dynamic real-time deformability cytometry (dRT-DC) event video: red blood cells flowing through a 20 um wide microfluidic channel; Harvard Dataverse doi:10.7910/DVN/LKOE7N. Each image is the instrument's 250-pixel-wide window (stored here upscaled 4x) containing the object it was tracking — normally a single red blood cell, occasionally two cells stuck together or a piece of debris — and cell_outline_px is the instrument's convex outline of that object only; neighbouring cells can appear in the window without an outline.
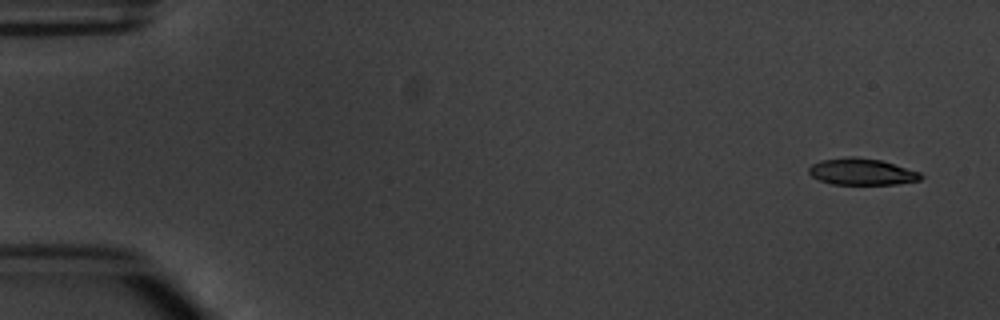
{"species": "common noctule bat (a hibernating species)", "species_latin": "Nyctalus noctula", "temperature_condition": "warm", "stored_images_in_passage": 5, "camera_frame_rate_fps": 3000, "um_per_image_px": 0.085, "animal": {"sex": "male", "body_mass_g": 20.1, "forearm_length_mm": 53.5}, "frame": {"image": 1, "passage_image": 1, "time_ms": 0.0, "image_size_px": [1000, 320], "cell_outline_px": [[924, 176], [920, 180], [896, 184], [832, 184], [820, 180], [812, 176], [808, 172], [808, 168], [812, 164], [820, 160], [848, 156], [856, 156], [880, 160], [920, 172]], "centroid_in_image_um": [73.23, 14.59], "position_along_channel_um": 11.8, "area_um2": 17.34}}
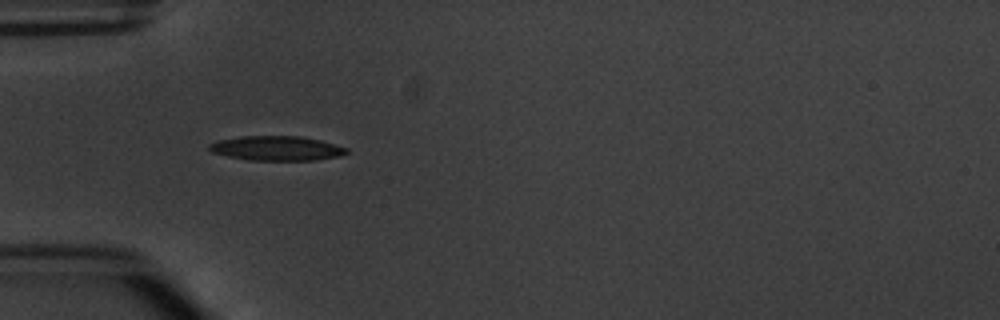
{"frame": {"image": 2, "passage_image": 5, "time_ms": 4.667, "image_size_px": [1000, 320], "cell_outline_px": [[348, 152], [340, 156], [312, 160], [248, 160], [228, 156], [212, 152], [208, 148], [208, 144], [220, 140], [240, 136], [300, 136], [320, 140], [348, 148]], "centroid_in_image_um": [23.51, 12.6], "position_along_channel_um": 61.5, "area_um2": 19.54}}